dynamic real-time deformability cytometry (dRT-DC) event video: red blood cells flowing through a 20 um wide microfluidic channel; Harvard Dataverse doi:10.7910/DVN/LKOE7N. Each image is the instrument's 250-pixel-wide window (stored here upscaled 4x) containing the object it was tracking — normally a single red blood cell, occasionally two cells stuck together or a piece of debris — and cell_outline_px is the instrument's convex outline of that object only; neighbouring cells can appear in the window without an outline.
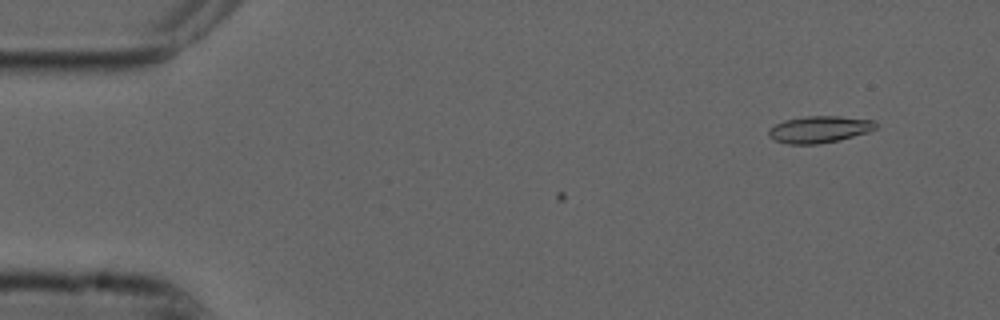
{"species": "common noctule bat (a hibernating species)", "species_latin": "Nyctalus noctula", "temperature_condition": "cold", "stored_images_in_passage": 5, "camera_frame_rate_fps": 3000, "um_per_image_px": 0.085, "animal": {"sex": "male", "forearm_length_mm": 52.5}, "frame": {"image": 1, "passage_image": 5, "time_ms": 1.333, "image_size_px": [1000, 320], "cell_outline_px": [[876, 128], [868, 132], [840, 140], [820, 144], [788, 144], [776, 140], [768, 136], [768, 132], [776, 124], [784, 120], [808, 116], [840, 116], [872, 120], [876, 124]], "centroid_in_image_um": [69.66, 11.0], "position_along_channel_um": 15.3, "area_um2": 16.59}}